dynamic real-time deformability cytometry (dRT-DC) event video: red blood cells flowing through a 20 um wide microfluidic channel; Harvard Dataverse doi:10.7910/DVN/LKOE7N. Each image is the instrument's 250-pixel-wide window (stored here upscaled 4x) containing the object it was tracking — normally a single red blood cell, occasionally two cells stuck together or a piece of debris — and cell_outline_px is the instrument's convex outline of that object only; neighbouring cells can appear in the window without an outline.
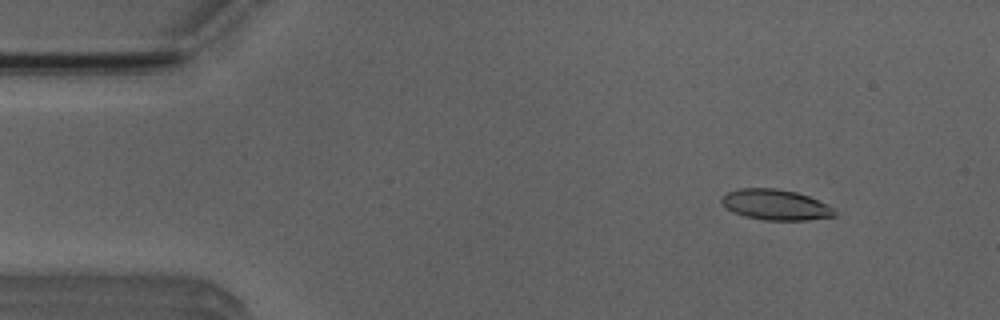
{"species": "Egyptian fruit bat (a non-hibernating species)", "species_latin": "Rousettus aegyptiacus", "temperature_condition": "room temperature", "stored_images_in_passage": 4, "camera_frame_rate_fps": 3000, "um_per_image_px": 0.085, "animal": {"sex": "male"}, "frame": {"image": 1, "passage_image": 1, "time_ms": 0.0, "image_size_px": [1000, 320], "cell_outline_px": [[836, 216], [808, 220], [764, 220], [744, 216], [732, 212], [720, 200], [728, 192], [740, 188], [776, 188], [796, 192], [808, 196], [828, 204], [836, 212]], "centroid_in_image_um": [65.95, 17.4], "position_along_channel_um": 19.1, "area_um2": 20.06}}